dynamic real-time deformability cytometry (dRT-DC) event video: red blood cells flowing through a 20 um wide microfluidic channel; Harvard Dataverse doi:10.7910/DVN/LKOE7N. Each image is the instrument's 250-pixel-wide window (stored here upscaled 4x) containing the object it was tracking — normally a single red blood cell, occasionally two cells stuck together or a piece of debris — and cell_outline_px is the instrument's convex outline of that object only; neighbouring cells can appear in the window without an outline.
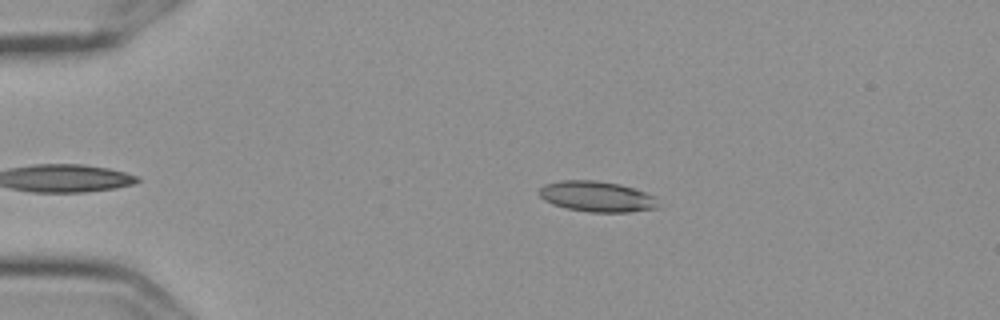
{"species": "Egyptian fruit bat (a non-hibernating species)", "species_latin": "Rousettus aegyptiacus", "temperature_condition": "cold", "stored_images_in_passage": 42, "camera_frame_rate_fps": 3000, "um_per_image_px": 0.085, "frame": {"image": 1, "passage_image": 4, "time_ms": 1.0, "image_size_px": [1000, 320], "cell_outline_px": [[656, 208], [628, 212], [588, 212], [568, 208], [552, 204], [544, 200], [540, 196], [540, 188], [544, 184], [564, 180], [596, 180], [620, 184], [644, 192], [652, 196]], "centroid_in_image_um": [50.66, 16.7], "position_along_channel_um": 34.3, "area_um2": 20.81}}
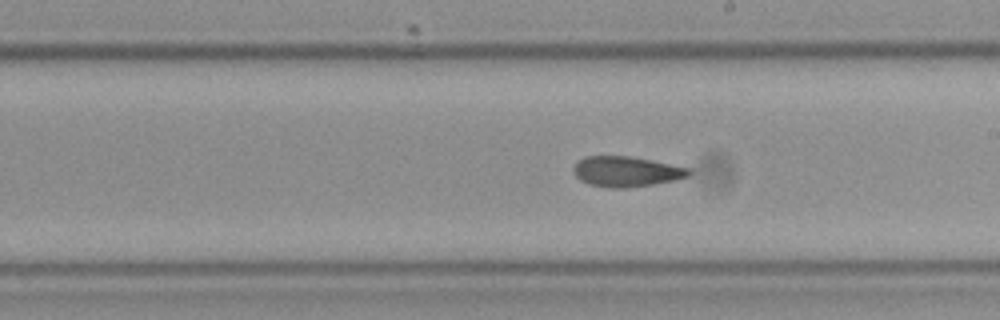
{"frame": {"image": 2, "passage_image": 25, "time_ms": 8.0, "image_size_px": [1000, 320], "cell_outline_px": [[692, 172], [688, 176], [676, 180], [652, 184], [624, 188], [608, 188], [588, 184], [580, 180], [576, 176], [572, 168], [584, 156], [628, 156], [692, 168]], "centroid_in_image_um": [53.24, 14.58], "position_along_channel_um": 235.8, "area_um2": 20.35}}
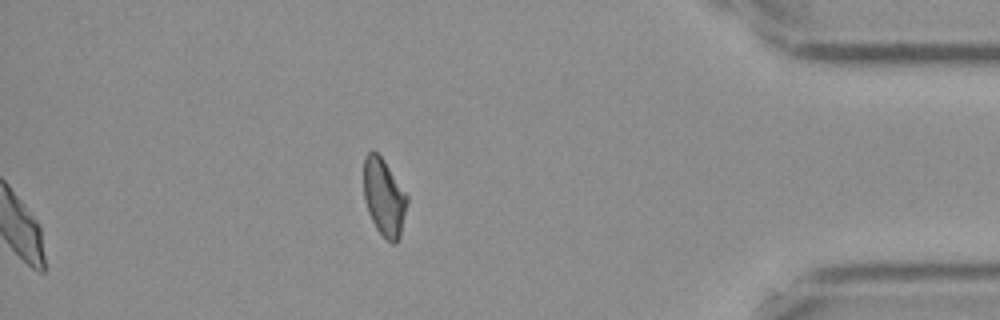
{"frame": {"image": 3, "passage_image": 42, "time_ms": 13.667, "image_size_px": [1000, 320], "cell_outline_px": [[408, 200], [400, 236], [396, 244], [392, 244], [376, 228], [368, 212], [364, 200], [364, 156], [372, 148], [384, 160], [408, 196]], "centroid_in_image_um": [32.63, 16.75], "position_along_channel_um": 402.6, "area_um2": 19.54}, "authors_computed_cell_mechanics": {"area_um2": 20.3456, "velocity_mm_per_s": 3.5893, "shape_relaxation_time_tau1_ms": null, "shape_relaxation_time_tau2_ms": 4.755, "deformation_change_tau1": null, "deformation_change_tau2": 0.1005}}